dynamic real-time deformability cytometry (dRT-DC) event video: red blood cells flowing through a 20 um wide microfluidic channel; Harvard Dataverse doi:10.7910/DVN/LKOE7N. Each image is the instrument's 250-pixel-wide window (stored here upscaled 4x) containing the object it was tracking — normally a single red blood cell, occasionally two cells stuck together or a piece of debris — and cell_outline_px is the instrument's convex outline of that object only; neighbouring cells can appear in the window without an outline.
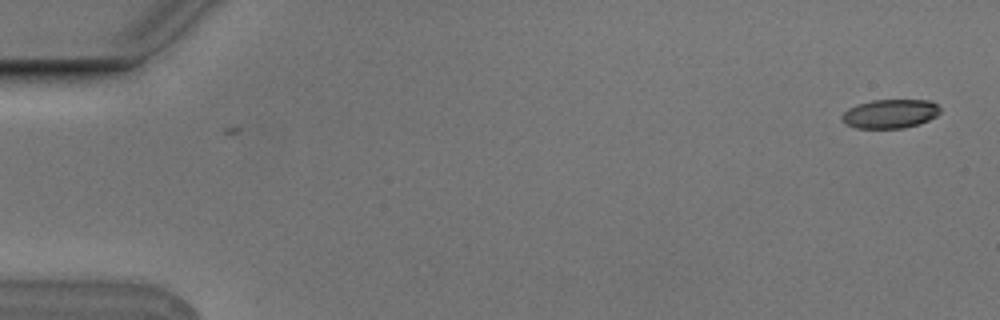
{"species": "Egyptian fruit bat (a non-hibernating species)", "species_latin": "Rousettus aegyptiacus", "temperature_condition": "cold", "stored_images_in_passage": 2, "camera_frame_rate_fps": 3000, "um_per_image_px": 0.085, "animal": {"sex": "male"}, "frame": {"image": 1, "passage_image": 1, "time_ms": 0.0, "image_size_px": [1000, 320], "cell_outline_px": [[940, 112], [936, 116], [920, 124], [904, 128], [856, 128], [844, 124], [840, 120], [840, 116], [848, 108], [856, 104], [872, 100], [928, 100], [936, 104], [940, 108]], "centroid_in_image_um": [75.61, 9.67], "position_along_channel_um": 9.4, "area_um2": 16.76}}